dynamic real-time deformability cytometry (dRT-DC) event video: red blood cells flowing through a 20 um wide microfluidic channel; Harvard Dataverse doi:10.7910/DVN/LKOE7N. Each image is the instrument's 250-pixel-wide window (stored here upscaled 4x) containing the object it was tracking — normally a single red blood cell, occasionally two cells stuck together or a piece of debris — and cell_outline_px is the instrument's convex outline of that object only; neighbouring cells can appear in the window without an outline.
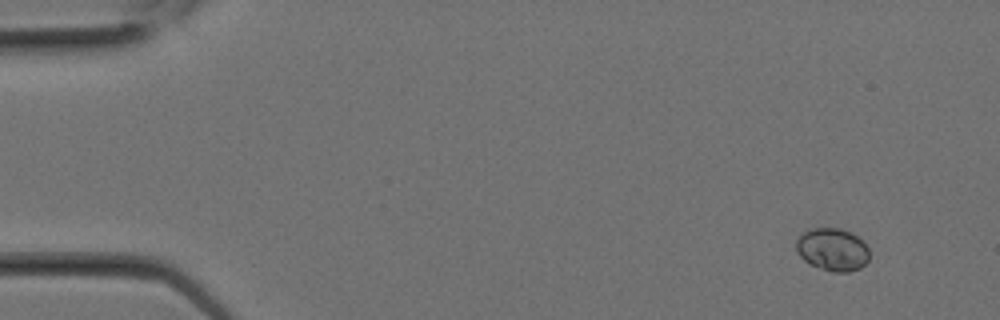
{"species": "Egyptian fruit bat (a non-hibernating species)", "species_latin": "Rousettus aegyptiacus", "temperature_condition": "room temperature", "stored_images_in_passage": 3, "camera_frame_rate_fps": 3000, "um_per_image_px": 0.085, "animal": {"sex": "female"}, "frame": {"image": 1, "passage_image": 1, "time_ms": 0.0, "image_size_px": [1000, 320], "cell_outline_px": [[868, 260], [860, 268], [848, 272], [832, 272], [808, 264], [800, 256], [796, 248], [796, 240], [804, 232], [812, 228], [840, 228], [856, 236], [868, 248]], "centroid_in_image_um": [70.74, 21.22], "position_along_channel_um": 14.3, "area_um2": 18.03}}